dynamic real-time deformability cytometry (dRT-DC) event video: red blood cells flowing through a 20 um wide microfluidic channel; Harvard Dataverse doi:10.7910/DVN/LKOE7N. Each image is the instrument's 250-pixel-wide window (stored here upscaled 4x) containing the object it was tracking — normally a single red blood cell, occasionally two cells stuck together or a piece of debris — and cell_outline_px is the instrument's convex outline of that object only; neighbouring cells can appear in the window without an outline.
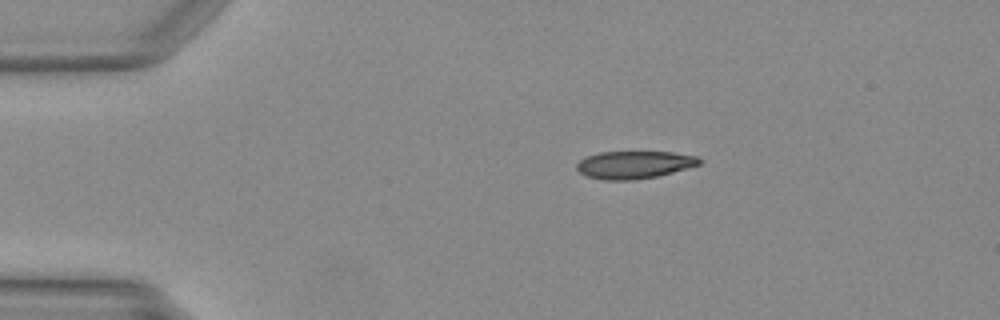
{"species": "Egyptian fruit bat (a non-hibernating species)", "species_latin": "Rousettus aegyptiacus", "temperature_condition": "warm", "stored_images_in_passage": 40, "camera_frame_rate_fps": 3000, "um_per_image_px": 0.085, "animal": {"sex": "female"}, "frame": {"image": 1, "passage_image": 1, "time_ms": 0.0, "image_size_px": [1000, 320], "cell_outline_px": [[704, 160], [700, 164], [672, 172], [656, 176], [632, 180], [604, 180], [584, 176], [576, 168], [576, 164], [580, 160], [588, 156], [600, 152], [672, 152], [700, 156]], "centroid_in_image_um": [53.92, 14.0], "position_along_channel_um": 31.1, "area_um2": 19.77}}
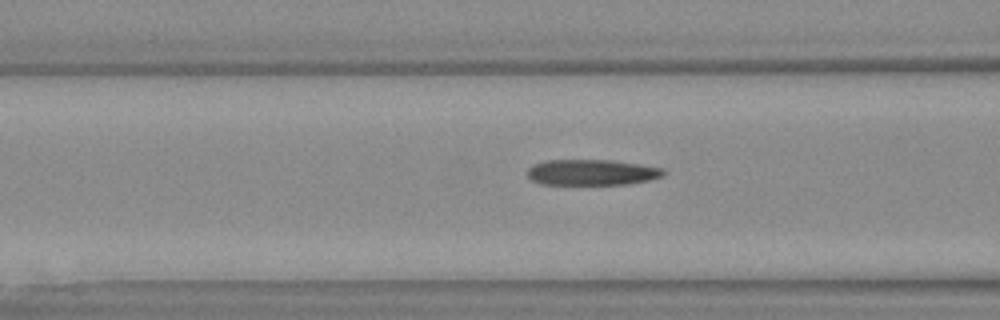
{"frame": {"image": 2, "passage_image": 11, "time_ms": 3.333, "image_size_px": [1000, 320], "cell_outline_px": [[664, 176], [648, 180], [628, 184], [540, 184], [532, 180], [528, 176], [528, 168], [532, 164], [544, 160], [612, 160], [664, 168]], "centroid_in_image_um": [50.28, 14.64], "position_along_channel_um": 116.3, "area_um2": 20.46}}
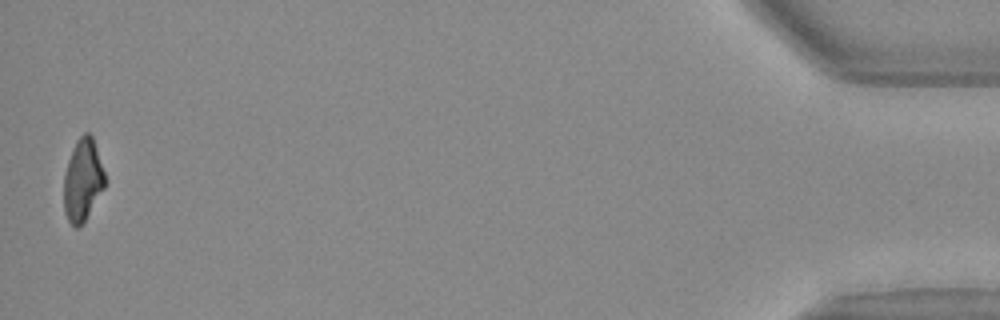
{"frame": {"image": 3, "passage_image": 40, "time_ms": 13.0, "image_size_px": [1000, 320], "cell_outline_px": [[108, 180], [104, 188], [80, 228], [76, 228], [68, 220], [64, 212], [64, 176], [68, 160], [76, 140], [84, 132], [88, 132], [92, 136]], "centroid_in_image_um": [7.05, 15.31], "position_along_channel_um": 428.2, "area_um2": 19.83}}